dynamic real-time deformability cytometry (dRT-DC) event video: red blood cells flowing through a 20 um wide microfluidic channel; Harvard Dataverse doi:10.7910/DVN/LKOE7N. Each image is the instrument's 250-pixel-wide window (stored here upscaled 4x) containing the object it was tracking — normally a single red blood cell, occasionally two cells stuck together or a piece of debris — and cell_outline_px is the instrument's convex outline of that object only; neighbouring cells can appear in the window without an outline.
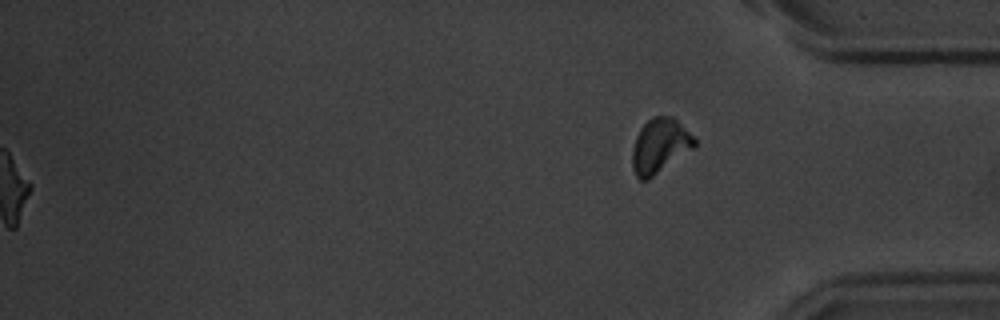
{"species": "common noctule bat (a hibernating species)", "species_latin": "Nyctalus noctula", "temperature_condition": "warm", "stored_images_in_passage": 41, "camera_frame_rate_fps": 3000, "um_per_image_px": 0.085, "animal": {"sex": "male", "body_mass_g": 20.1, "forearm_length_mm": 53.5}, "frame": {"image": 1, "passage_image": 41, "time_ms": 13.333, "image_size_px": [1000, 320], "cell_outline_px": [[696, 148], [648, 180], [640, 180], [636, 176], [632, 168], [632, 148], [636, 136], [640, 128], [652, 116], [672, 116], [696, 140]], "centroid_in_image_um": [56.08, 12.42], "position_along_channel_um": 379.1, "area_um2": 19.94}, "authors_computed_cell_mechanics": {"area_um2": 16.2418, "velocity_mm_per_s": 3.6113, "shape_relaxation_time_tau1_ms": 3.9508, "shape_relaxation_time_tau2_ms": 6.3044, "deformation_change_tau1": 0.1695, "deformation_change_tau2": 0.1806}}